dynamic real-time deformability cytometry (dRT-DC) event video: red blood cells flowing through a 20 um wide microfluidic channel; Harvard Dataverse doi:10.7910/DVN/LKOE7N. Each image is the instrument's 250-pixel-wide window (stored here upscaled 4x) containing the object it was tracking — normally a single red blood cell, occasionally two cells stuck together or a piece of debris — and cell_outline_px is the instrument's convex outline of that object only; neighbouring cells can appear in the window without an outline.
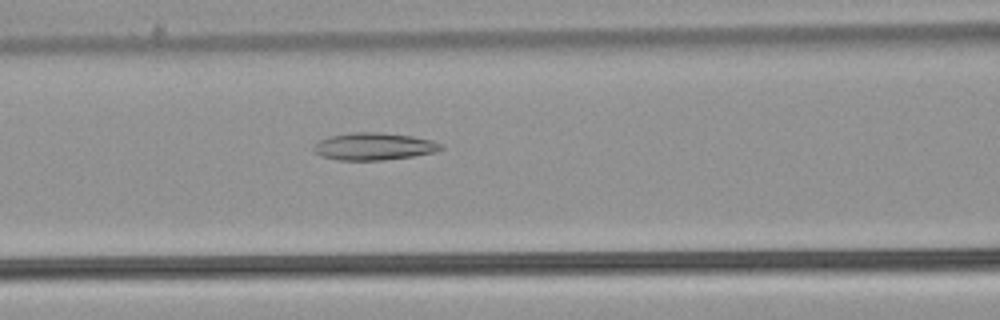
{"species": "common noctule bat (a hibernating species)", "species_latin": "Nyctalus noctula", "temperature_condition": "warm", "stored_images_in_passage": 53, "camera_frame_rate_fps": 3000, "um_per_image_px": 0.085, "animal": {"sex": "male", "body_mass_g": 21.5, "forearm_length_mm": 52.0}, "frame": {"image": 1, "passage_image": 23, "time_ms": 7.333, "image_size_px": [1000, 320], "cell_outline_px": [[444, 148], [436, 152], [412, 156], [384, 160], [336, 160], [320, 156], [312, 148], [320, 140], [328, 136], [352, 132], [376, 132], [412, 136], [432, 140], [440, 144]], "centroid_in_image_um": [31.76, 12.45], "position_along_channel_um": 134.8, "area_um2": 20.23}}
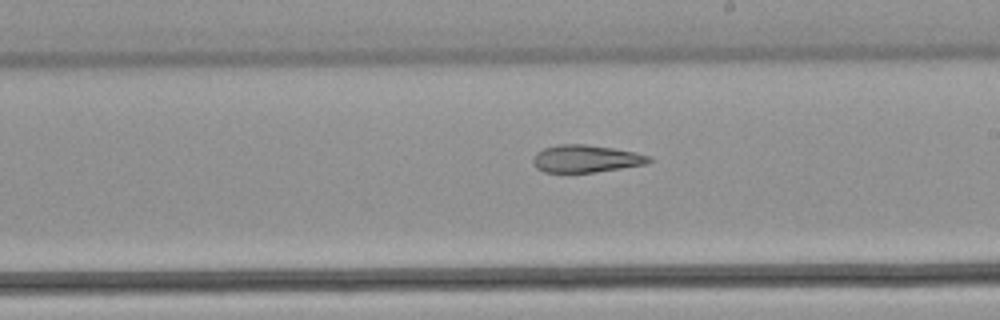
{"frame": {"image": 2, "passage_image": 31, "time_ms": 10.0, "image_size_px": [1000, 320], "cell_outline_px": [[652, 160], [644, 164], [620, 168], [592, 172], [544, 172], [536, 168], [532, 160], [536, 152], [544, 148], [560, 144], [584, 144], [612, 148], [636, 152], [652, 156]], "centroid_in_image_um": [49.79, 13.48], "position_along_channel_um": 239.2, "area_um2": 18.38}}
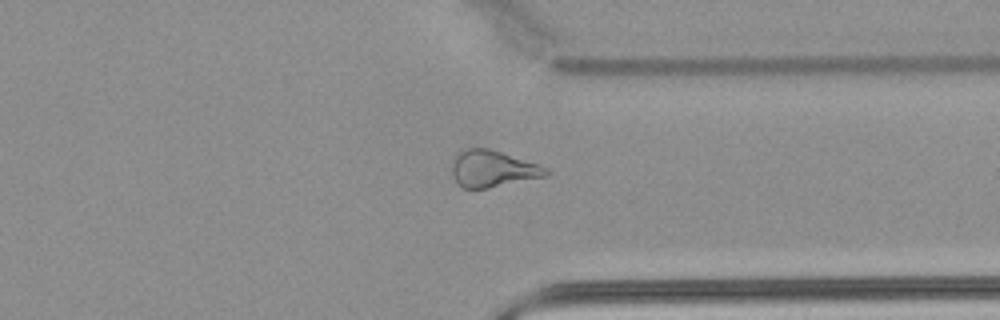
{"frame": {"image": 3, "passage_image": 41, "time_ms": 13.333, "image_size_px": [1000, 320], "cell_outline_px": [[552, 172], [548, 176], [488, 188], [464, 188], [456, 184], [452, 176], [452, 160], [456, 152], [468, 148], [488, 148], [548, 168]], "centroid_in_image_um": [41.85, 14.35], "position_along_channel_um": 369.6, "area_um2": 20.17}, "authors_computed_cell_mechanics": {"area_um2": 23.3512, "velocity_mm_per_s": 3.9241, "shape_relaxation_time_tau1_ms": null, "shape_relaxation_time_tau2_ms": 4.9602, "deformation_change_tau1": null, "deformation_change_tau2": 0.15}}